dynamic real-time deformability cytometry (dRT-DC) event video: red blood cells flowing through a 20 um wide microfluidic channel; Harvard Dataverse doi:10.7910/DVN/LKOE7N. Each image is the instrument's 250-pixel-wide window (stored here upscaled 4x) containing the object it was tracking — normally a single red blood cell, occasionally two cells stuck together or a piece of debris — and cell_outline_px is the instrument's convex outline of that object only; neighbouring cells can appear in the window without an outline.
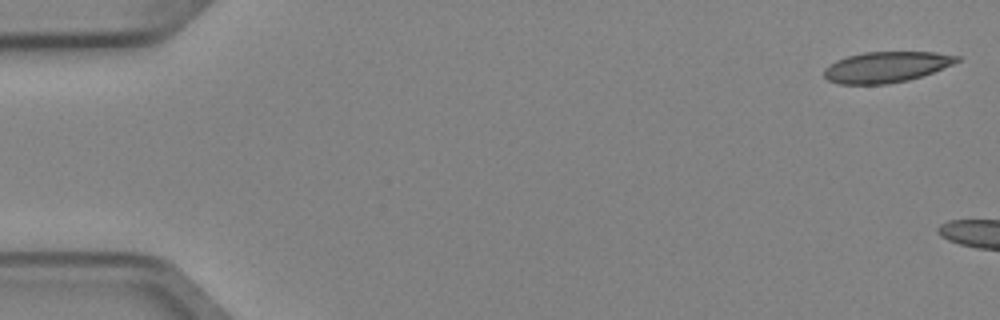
{"species": "Egyptian fruit bat (a non-hibernating species)", "species_latin": "Rousettus aegyptiacus", "temperature_condition": "cold", "stored_images_in_passage": 4, "camera_frame_rate_fps": 3000, "um_per_image_px": 0.085, "animal": {"sex": "female"}, "frame": {"image": 1, "passage_image": 1, "time_ms": 0.0, "image_size_px": [1000, 320], "cell_outline_px": [[960, 60], [952, 64], [932, 72], [908, 80], [888, 84], [840, 84], [828, 80], [824, 76], [824, 68], [836, 60], [848, 56], [864, 52], [936, 52], [960, 56]], "centroid_in_image_um": [75.31, 5.69], "position_along_channel_um": 9.7, "area_um2": 23.7}}